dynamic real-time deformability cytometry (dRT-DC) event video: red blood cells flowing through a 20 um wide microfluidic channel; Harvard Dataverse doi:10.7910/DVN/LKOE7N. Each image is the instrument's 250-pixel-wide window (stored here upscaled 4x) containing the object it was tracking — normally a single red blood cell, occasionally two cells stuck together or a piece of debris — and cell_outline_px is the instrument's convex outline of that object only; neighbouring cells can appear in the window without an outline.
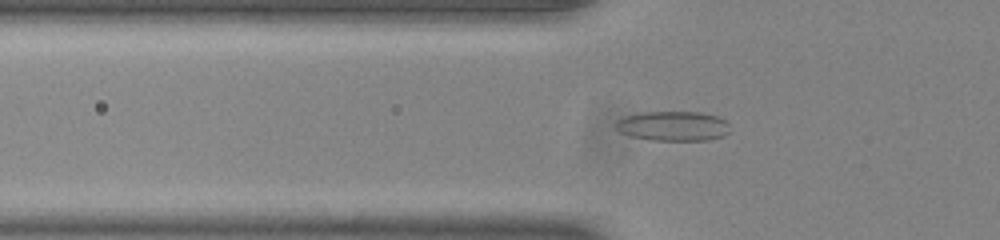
{"species": "common noctule bat (a hibernating species)", "species_latin": "Nyctalus noctula", "temperature_condition": "room temperature", "stored_images_in_passage": 44, "camera_frame_rate_fps": 3000, "um_per_image_px": 0.085, "animal": {"sex": "male", "body_mass_g": 20.0, "forearm_length_mm": 53.3}, "frame": {"image": 1, "passage_image": 9, "time_ms": 2.667, "image_size_px": [1000, 240], "cell_outline_px": [[728, 132], [724, 136], [708, 140], [652, 140], [632, 136], [620, 132], [616, 128], [616, 120], [624, 116], [644, 112], [700, 112], [716, 116], [724, 120], [728, 124]], "centroid_in_image_um": [57.2, 10.71], "position_along_channel_um": 68.6, "area_um2": 19.65}}
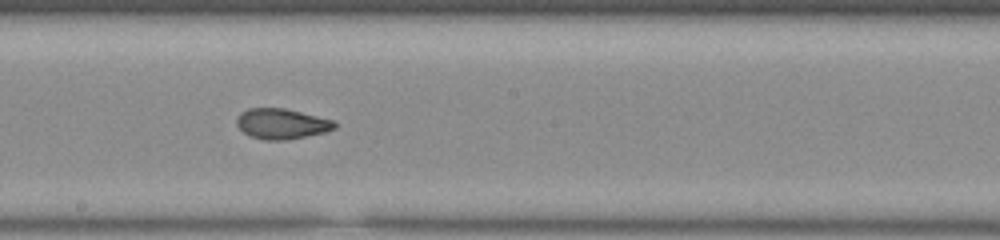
{"frame": {"image": 2, "passage_image": 21, "time_ms": 6.667, "image_size_px": [1000, 240], "cell_outline_px": [[336, 128], [324, 132], [284, 140], [264, 140], [248, 136], [236, 124], [236, 120], [240, 112], [248, 108], [284, 108], [332, 120], [336, 124]], "centroid_in_image_um": [23.88, 10.52], "position_along_channel_um": 224.3, "area_um2": 17.17}}
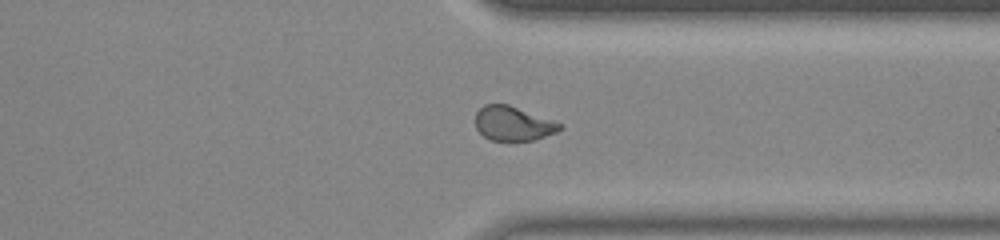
{"frame": {"image": 3, "passage_image": 32, "time_ms": 10.333, "image_size_px": [1000, 240], "cell_outline_px": [[564, 128], [556, 132], [532, 140], [488, 140], [476, 128], [476, 112], [484, 104], [508, 104], [564, 124]], "centroid_in_image_um": [43.62, 10.49], "position_along_channel_um": 367.8, "area_um2": 16.82}, "authors_computed_cell_mechanics": {"area_um2": 17.7157, "velocity_mm_per_s": 3.9157, "shape_relaxation_time_tau1_ms": null, "shape_relaxation_time_tau2_ms": 1.2361, "deformation_change_tau1": null, "deformation_change_tau2": 0.0664}}